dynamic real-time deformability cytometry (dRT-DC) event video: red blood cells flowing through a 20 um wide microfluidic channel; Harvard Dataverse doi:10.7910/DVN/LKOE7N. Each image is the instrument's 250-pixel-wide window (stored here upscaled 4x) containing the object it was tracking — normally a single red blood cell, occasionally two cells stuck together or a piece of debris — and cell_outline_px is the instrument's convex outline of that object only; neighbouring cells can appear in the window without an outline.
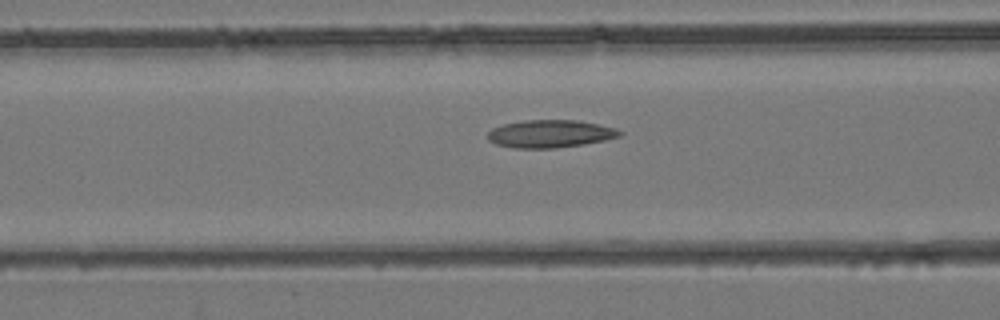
{"species": "common noctule bat (a hibernating species)", "species_latin": "Nyctalus noctula", "temperature_condition": "room temperature", "stored_images_in_passage": 25, "camera_frame_rate_fps": 3000, "um_per_image_px": 0.085, "animal": {"sex": "female", "body_mass_g": 24.6, "forearm_length_mm": 56.2}, "frame": {"image": 1, "passage_image": 5, "time_ms": 1.333, "image_size_px": [1000, 320], "cell_outline_px": [[624, 132], [620, 136], [604, 140], [584, 144], [556, 148], [512, 148], [496, 144], [488, 140], [488, 132], [492, 128], [504, 124], [524, 120], [576, 120], [616, 128]], "centroid_in_image_um": [46.75, 11.37], "position_along_channel_um": 119.8, "area_um2": 21.27}}
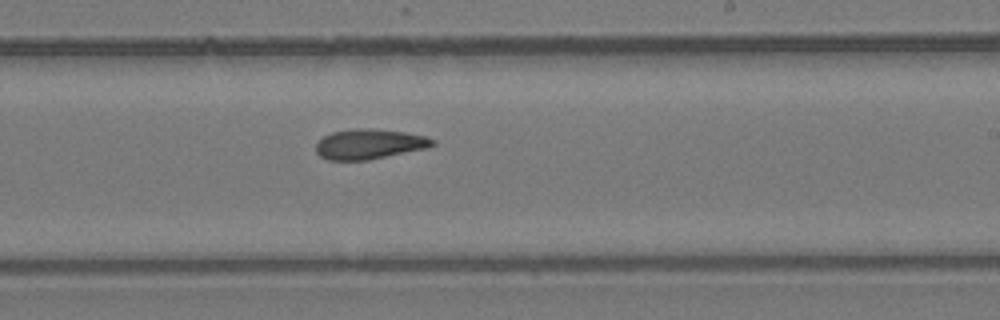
{"frame": {"image": 2, "passage_image": 13, "time_ms": 4.0, "image_size_px": [1000, 320], "cell_outline_px": [[436, 144], [428, 148], [368, 160], [328, 160], [320, 156], [316, 152], [316, 144], [324, 136], [332, 132], [356, 128], [368, 128], [404, 132], [424, 136], [436, 140]], "centroid_in_image_um": [31.4, 12.25], "position_along_channel_um": 257.6, "area_um2": 20.4}}
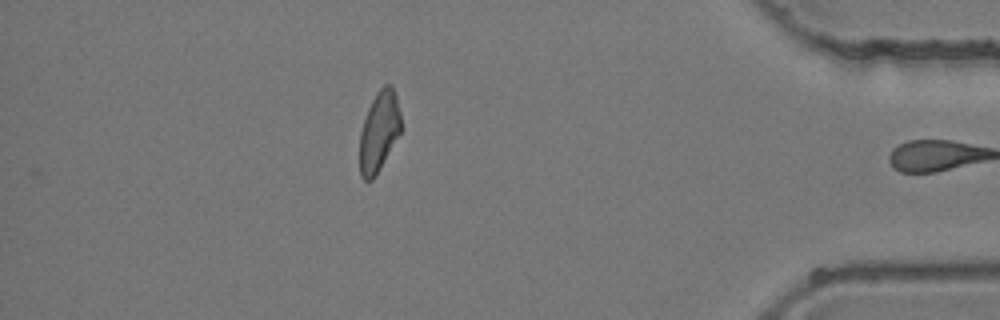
{"frame": {"image": 3, "passage_image": 24, "time_ms": 7.667, "image_size_px": [1000, 320], "cell_outline_px": [[400, 132], [372, 180], [364, 180], [360, 176], [360, 132], [368, 108], [376, 92], [384, 84], [392, 84], [396, 96], [400, 112]], "centroid_in_image_um": [32.2, 11.13], "position_along_channel_um": 403.0, "area_um2": 18.84}}